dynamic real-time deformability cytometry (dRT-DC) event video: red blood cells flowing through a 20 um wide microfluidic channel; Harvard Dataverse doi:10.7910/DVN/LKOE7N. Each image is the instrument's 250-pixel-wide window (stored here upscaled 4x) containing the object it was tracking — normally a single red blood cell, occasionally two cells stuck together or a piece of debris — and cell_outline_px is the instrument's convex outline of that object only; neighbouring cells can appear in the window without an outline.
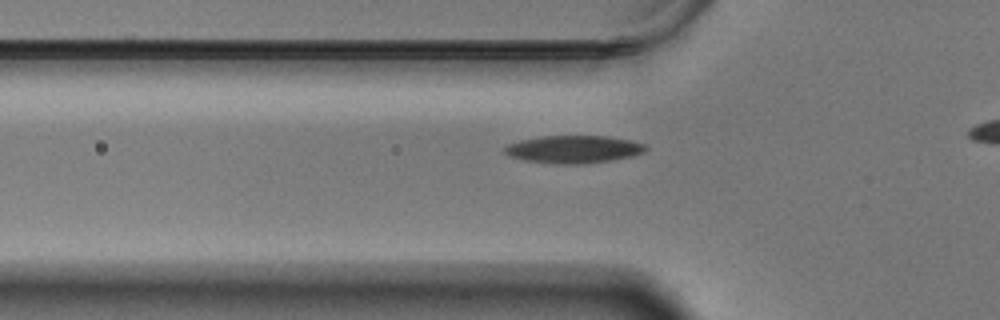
{"species": "Egyptian fruit bat (a non-hibernating species)", "species_latin": "Rousettus aegyptiacus", "temperature_condition": "warm", "stored_images_in_passage": 44, "camera_frame_rate_fps": 3000, "um_per_image_px": 0.085, "animal": {"sex": "male"}, "frame": {"image": 1, "passage_image": 13, "time_ms": 4.0, "image_size_px": [1000, 320], "cell_outline_px": [[648, 148], [644, 152], [632, 156], [584, 164], [556, 164], [524, 160], [512, 156], [504, 152], [504, 148], [508, 144], [520, 140], [544, 136], [608, 136], [632, 140], [644, 144]], "centroid_in_image_um": [48.78, 12.68], "position_along_channel_um": 77.0, "area_um2": 22.6}}
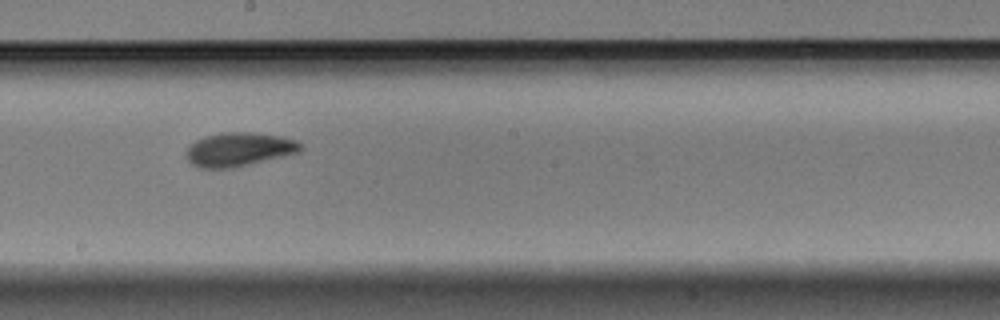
{"frame": {"image": 2, "passage_image": 26, "time_ms": 8.333, "image_size_px": [1000, 320], "cell_outline_px": [[304, 148], [300, 152], [236, 168], [200, 168], [192, 164], [184, 156], [184, 152], [196, 140], [208, 136], [224, 132], [252, 132], [284, 136], [296, 140], [304, 144]], "centroid_in_image_um": [20.36, 12.7], "position_along_channel_um": 227.8, "area_um2": 22.89}}
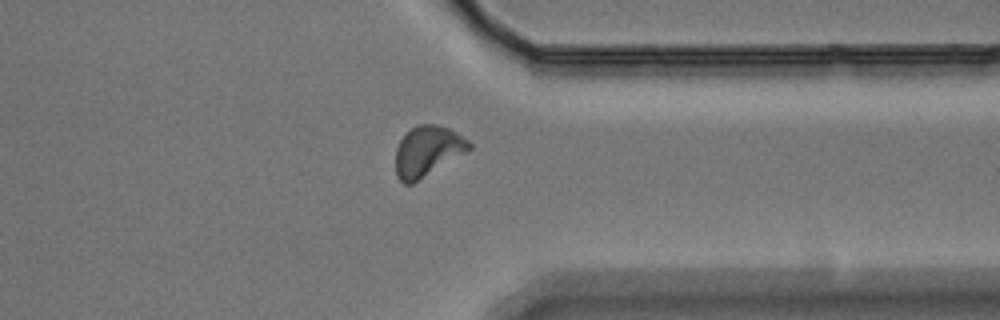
{"frame": {"image": 3, "passage_image": 39, "time_ms": 12.667, "image_size_px": [1000, 320], "cell_outline_px": [[472, 148], [468, 152], [412, 184], [404, 184], [396, 176], [396, 148], [400, 140], [416, 124], [432, 124], [448, 128], [456, 132], [468, 140], [472, 144]], "centroid_in_image_um": [36.35, 12.86], "position_along_channel_um": 375.0, "area_um2": 21.62}}